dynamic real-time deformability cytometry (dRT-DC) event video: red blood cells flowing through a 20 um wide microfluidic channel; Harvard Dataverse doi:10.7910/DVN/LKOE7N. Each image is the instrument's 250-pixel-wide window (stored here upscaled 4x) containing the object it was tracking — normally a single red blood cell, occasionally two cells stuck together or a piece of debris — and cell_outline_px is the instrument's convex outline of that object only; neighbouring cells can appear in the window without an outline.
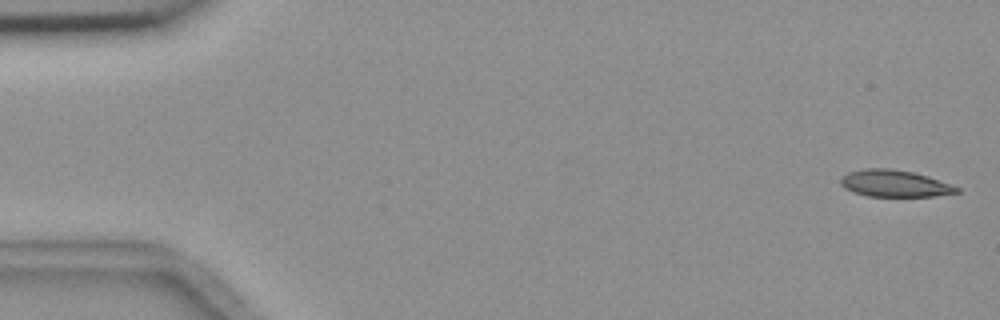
{"species": "common noctule bat (a hibernating species)", "species_latin": "Nyctalus noctula", "temperature_condition": "room temperature", "stored_images_in_passage": 5, "camera_frame_rate_fps": 3000, "um_per_image_px": 0.085, "animal": {"sex": "female", "body_mass_g": 18.4}, "frame": {"image": 1, "passage_image": 1, "time_ms": 0.0, "image_size_px": [1000, 320], "cell_outline_px": [[960, 192], [936, 196], [868, 196], [852, 192], [844, 188], [840, 184], [840, 176], [848, 172], [864, 168], [888, 168], [912, 172], [928, 176], [960, 188]], "centroid_in_image_um": [75.99, 15.59], "position_along_channel_um": 9.0, "area_um2": 18.21}}
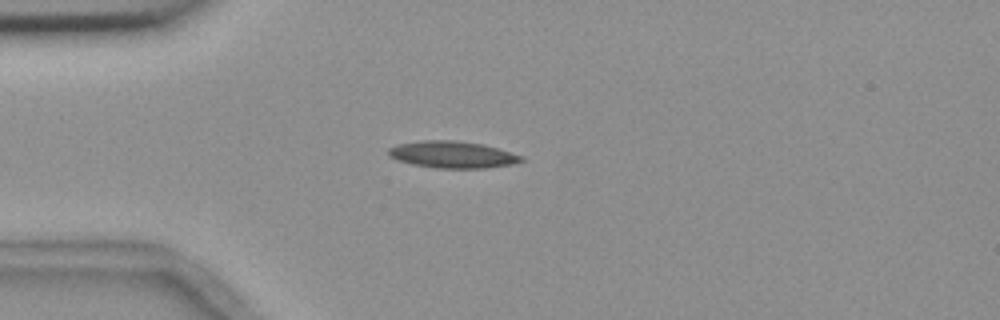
{"frame": {"image": 2, "passage_image": 5, "time_ms": 4.333, "image_size_px": [1000, 320], "cell_outline_px": [[524, 160], [512, 164], [488, 168], [436, 168], [412, 164], [396, 160], [388, 156], [388, 148], [400, 144], [420, 140], [452, 140], [484, 144], [524, 156]], "centroid_in_image_um": [38.46, 13.14], "position_along_channel_um": 46.5, "area_um2": 20.87}}